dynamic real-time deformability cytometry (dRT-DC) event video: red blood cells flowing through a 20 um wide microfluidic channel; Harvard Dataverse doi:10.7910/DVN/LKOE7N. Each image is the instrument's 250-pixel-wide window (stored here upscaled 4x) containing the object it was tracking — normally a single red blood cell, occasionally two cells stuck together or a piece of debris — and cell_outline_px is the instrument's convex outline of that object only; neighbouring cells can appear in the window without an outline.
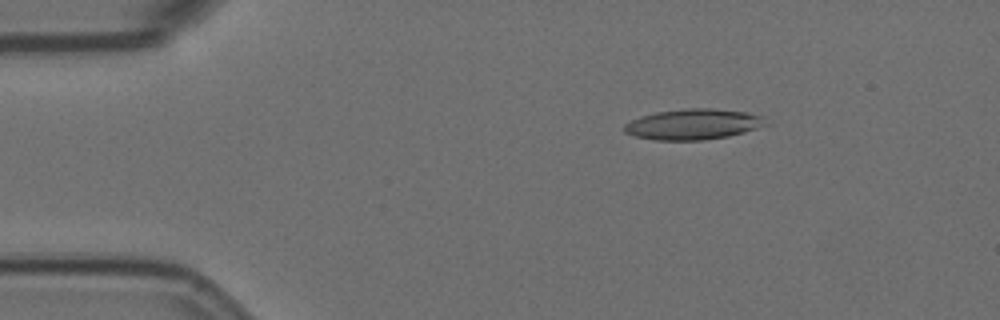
{"species": "Egyptian fruit bat (a non-hibernating species)", "species_latin": "Rousettus aegyptiacus", "temperature_condition": "room temperature", "stored_images_in_passage": 50, "camera_frame_rate_fps": 3000, "um_per_image_px": 0.085, "animal": {"sex": "female"}, "frame": {"image": 1, "passage_image": 2, "time_ms": 0.333, "image_size_px": [1000, 320], "cell_outline_px": [[772, 124], [744, 132], [728, 136], [704, 140], [656, 140], [636, 136], [624, 132], [624, 124], [640, 116], [656, 112], [688, 108], [712, 108], [744, 112], [764, 116]], "centroid_in_image_um": [58.98, 10.56], "position_along_channel_um": 26.0, "area_um2": 25.37}}
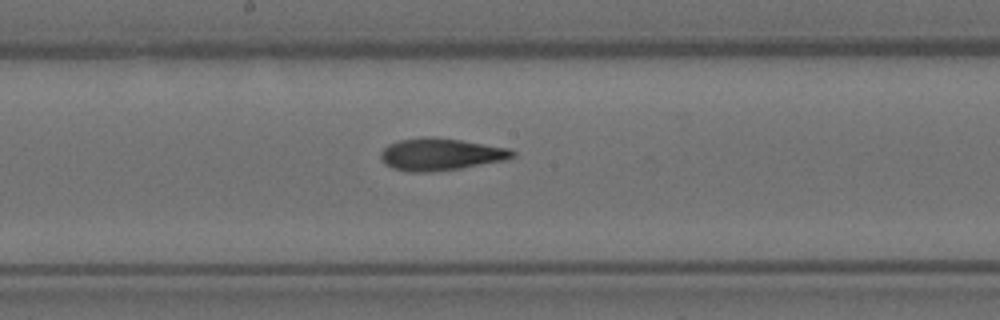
{"frame": {"image": 2, "passage_image": 23, "time_ms": 7.333, "image_size_px": [1000, 320], "cell_outline_px": [[516, 156], [504, 160], [460, 168], [432, 172], [408, 172], [392, 168], [384, 164], [380, 156], [380, 152], [388, 144], [400, 140], [424, 136], [432, 136], [460, 140], [508, 148], [516, 152]], "centroid_in_image_um": [37.41, 13.12], "position_along_channel_um": 210.8, "area_um2": 24.74}}
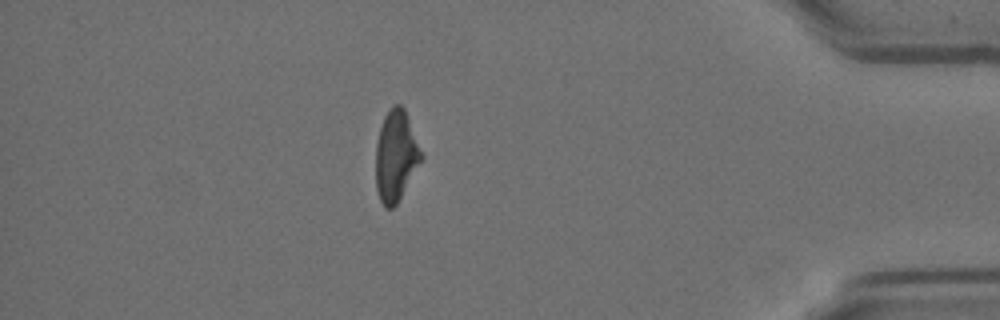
{"frame": {"image": 3, "passage_image": 43, "time_ms": 14.0, "image_size_px": [1000, 320], "cell_outline_px": [[424, 156], [396, 204], [392, 208], [384, 208], [380, 200], [376, 188], [376, 144], [380, 128], [384, 116], [388, 108], [392, 104], [400, 104], [404, 108]], "centroid_in_image_um": [33.64, 13.22], "position_along_channel_um": 401.6, "area_um2": 23.99}, "authors_computed_cell_mechanics": {"area_um2": 24.5072, "velocity_mm_per_s": 3.5127, "shape_relaxation_time_tau1_ms": 9.5955, "shape_relaxation_time_tau2_ms": 3.0975, "deformation_change_tau1": 0.2246, "deformation_change_tau2": 0.1167}}